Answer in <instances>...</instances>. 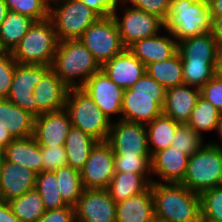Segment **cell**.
I'll return each instance as SVG.
<instances>
[{"mask_svg":"<svg viewBox=\"0 0 222 222\" xmlns=\"http://www.w3.org/2000/svg\"><path fill=\"white\" fill-rule=\"evenodd\" d=\"M155 219L163 222H202L200 194L182 184L151 183Z\"/></svg>","mask_w":222,"mask_h":222,"instance_id":"cell-1","label":"cell"},{"mask_svg":"<svg viewBox=\"0 0 222 222\" xmlns=\"http://www.w3.org/2000/svg\"><path fill=\"white\" fill-rule=\"evenodd\" d=\"M166 89L147 72L124 89L121 120L148 124L163 113Z\"/></svg>","mask_w":222,"mask_h":222,"instance_id":"cell-2","label":"cell"},{"mask_svg":"<svg viewBox=\"0 0 222 222\" xmlns=\"http://www.w3.org/2000/svg\"><path fill=\"white\" fill-rule=\"evenodd\" d=\"M51 69L69 88H80L101 66L82 42L75 39L59 41Z\"/></svg>","mask_w":222,"mask_h":222,"instance_id":"cell-3","label":"cell"},{"mask_svg":"<svg viewBox=\"0 0 222 222\" xmlns=\"http://www.w3.org/2000/svg\"><path fill=\"white\" fill-rule=\"evenodd\" d=\"M212 18L208 0H171L164 21L165 31L178 41L211 31Z\"/></svg>","mask_w":222,"mask_h":222,"instance_id":"cell-4","label":"cell"},{"mask_svg":"<svg viewBox=\"0 0 222 222\" xmlns=\"http://www.w3.org/2000/svg\"><path fill=\"white\" fill-rule=\"evenodd\" d=\"M59 40L51 20L35 21L11 51L17 63L51 66Z\"/></svg>","mask_w":222,"mask_h":222,"instance_id":"cell-5","label":"cell"},{"mask_svg":"<svg viewBox=\"0 0 222 222\" xmlns=\"http://www.w3.org/2000/svg\"><path fill=\"white\" fill-rule=\"evenodd\" d=\"M186 188L201 194L222 185V150L207 142L188 158L183 181Z\"/></svg>","mask_w":222,"mask_h":222,"instance_id":"cell-6","label":"cell"},{"mask_svg":"<svg viewBox=\"0 0 222 222\" xmlns=\"http://www.w3.org/2000/svg\"><path fill=\"white\" fill-rule=\"evenodd\" d=\"M65 109L70 115L72 126L97 141H107L112 122L81 88H69Z\"/></svg>","mask_w":222,"mask_h":222,"instance_id":"cell-7","label":"cell"},{"mask_svg":"<svg viewBox=\"0 0 222 222\" xmlns=\"http://www.w3.org/2000/svg\"><path fill=\"white\" fill-rule=\"evenodd\" d=\"M98 18L94 11L79 0H53L49 5V19L59 41L79 39Z\"/></svg>","mask_w":222,"mask_h":222,"instance_id":"cell-8","label":"cell"},{"mask_svg":"<svg viewBox=\"0 0 222 222\" xmlns=\"http://www.w3.org/2000/svg\"><path fill=\"white\" fill-rule=\"evenodd\" d=\"M79 40L101 67L125 49L112 15L99 17L83 32Z\"/></svg>","mask_w":222,"mask_h":222,"instance_id":"cell-9","label":"cell"},{"mask_svg":"<svg viewBox=\"0 0 222 222\" xmlns=\"http://www.w3.org/2000/svg\"><path fill=\"white\" fill-rule=\"evenodd\" d=\"M117 10L116 7L112 16L117 23L121 42L125 48L136 41L156 35L164 29V21L156 15L127 5L121 18Z\"/></svg>","mask_w":222,"mask_h":222,"instance_id":"cell-10","label":"cell"},{"mask_svg":"<svg viewBox=\"0 0 222 222\" xmlns=\"http://www.w3.org/2000/svg\"><path fill=\"white\" fill-rule=\"evenodd\" d=\"M107 142L114 155L151 156L145 124L115 119Z\"/></svg>","mask_w":222,"mask_h":222,"instance_id":"cell-11","label":"cell"},{"mask_svg":"<svg viewBox=\"0 0 222 222\" xmlns=\"http://www.w3.org/2000/svg\"><path fill=\"white\" fill-rule=\"evenodd\" d=\"M51 68L47 65L20 64L16 62L15 72L9 90V99L23 110L37 116V104L33 91L42 76Z\"/></svg>","mask_w":222,"mask_h":222,"instance_id":"cell-12","label":"cell"},{"mask_svg":"<svg viewBox=\"0 0 222 222\" xmlns=\"http://www.w3.org/2000/svg\"><path fill=\"white\" fill-rule=\"evenodd\" d=\"M114 173V152L107 141H98L80 170L83 186L107 189Z\"/></svg>","mask_w":222,"mask_h":222,"instance_id":"cell-13","label":"cell"},{"mask_svg":"<svg viewBox=\"0 0 222 222\" xmlns=\"http://www.w3.org/2000/svg\"><path fill=\"white\" fill-rule=\"evenodd\" d=\"M80 88L92 98L111 122L114 115H118L117 120H121L124 89L117 86L103 70L94 73Z\"/></svg>","mask_w":222,"mask_h":222,"instance_id":"cell-14","label":"cell"},{"mask_svg":"<svg viewBox=\"0 0 222 222\" xmlns=\"http://www.w3.org/2000/svg\"><path fill=\"white\" fill-rule=\"evenodd\" d=\"M74 209L76 222H116V202L107 189H85Z\"/></svg>","mask_w":222,"mask_h":222,"instance_id":"cell-15","label":"cell"},{"mask_svg":"<svg viewBox=\"0 0 222 222\" xmlns=\"http://www.w3.org/2000/svg\"><path fill=\"white\" fill-rule=\"evenodd\" d=\"M72 127L66 109L42 113L35 117L33 137L40 146H61Z\"/></svg>","mask_w":222,"mask_h":222,"instance_id":"cell-16","label":"cell"},{"mask_svg":"<svg viewBox=\"0 0 222 222\" xmlns=\"http://www.w3.org/2000/svg\"><path fill=\"white\" fill-rule=\"evenodd\" d=\"M37 173L3 159L0 165V201L8 202L35 189Z\"/></svg>","mask_w":222,"mask_h":222,"instance_id":"cell-17","label":"cell"},{"mask_svg":"<svg viewBox=\"0 0 222 222\" xmlns=\"http://www.w3.org/2000/svg\"><path fill=\"white\" fill-rule=\"evenodd\" d=\"M68 90L69 87L50 68L33 91L37 104V116L64 109Z\"/></svg>","mask_w":222,"mask_h":222,"instance_id":"cell-18","label":"cell"},{"mask_svg":"<svg viewBox=\"0 0 222 222\" xmlns=\"http://www.w3.org/2000/svg\"><path fill=\"white\" fill-rule=\"evenodd\" d=\"M101 70L117 86L128 89L144 75L146 66L128 48H125L106 62Z\"/></svg>","mask_w":222,"mask_h":222,"instance_id":"cell-19","label":"cell"},{"mask_svg":"<svg viewBox=\"0 0 222 222\" xmlns=\"http://www.w3.org/2000/svg\"><path fill=\"white\" fill-rule=\"evenodd\" d=\"M188 158V155L173 146L156 152L151 160V174L159 179L157 181L153 179L152 182L180 184L186 173Z\"/></svg>","mask_w":222,"mask_h":222,"instance_id":"cell-20","label":"cell"},{"mask_svg":"<svg viewBox=\"0 0 222 222\" xmlns=\"http://www.w3.org/2000/svg\"><path fill=\"white\" fill-rule=\"evenodd\" d=\"M160 33L134 42L128 49L145 65L171 58L177 52V40Z\"/></svg>","mask_w":222,"mask_h":222,"instance_id":"cell-21","label":"cell"},{"mask_svg":"<svg viewBox=\"0 0 222 222\" xmlns=\"http://www.w3.org/2000/svg\"><path fill=\"white\" fill-rule=\"evenodd\" d=\"M200 96V88L180 85L166 89L163 114L179 124H187Z\"/></svg>","mask_w":222,"mask_h":222,"instance_id":"cell-22","label":"cell"},{"mask_svg":"<svg viewBox=\"0 0 222 222\" xmlns=\"http://www.w3.org/2000/svg\"><path fill=\"white\" fill-rule=\"evenodd\" d=\"M182 62L217 63L219 49L211 31L177 42Z\"/></svg>","mask_w":222,"mask_h":222,"instance_id":"cell-23","label":"cell"},{"mask_svg":"<svg viewBox=\"0 0 222 222\" xmlns=\"http://www.w3.org/2000/svg\"><path fill=\"white\" fill-rule=\"evenodd\" d=\"M154 220L151 185L145 192L116 203V222H153Z\"/></svg>","mask_w":222,"mask_h":222,"instance_id":"cell-24","label":"cell"},{"mask_svg":"<svg viewBox=\"0 0 222 222\" xmlns=\"http://www.w3.org/2000/svg\"><path fill=\"white\" fill-rule=\"evenodd\" d=\"M35 116L0 97V126L9 131L14 138L33 136Z\"/></svg>","mask_w":222,"mask_h":222,"instance_id":"cell-25","label":"cell"},{"mask_svg":"<svg viewBox=\"0 0 222 222\" xmlns=\"http://www.w3.org/2000/svg\"><path fill=\"white\" fill-rule=\"evenodd\" d=\"M4 159L29 168L37 174L42 172L41 147L33 136L15 138L5 149Z\"/></svg>","mask_w":222,"mask_h":222,"instance_id":"cell-26","label":"cell"},{"mask_svg":"<svg viewBox=\"0 0 222 222\" xmlns=\"http://www.w3.org/2000/svg\"><path fill=\"white\" fill-rule=\"evenodd\" d=\"M152 175H140L132 172H115L107 191L116 202H122L130 197L145 192L151 185Z\"/></svg>","mask_w":222,"mask_h":222,"instance_id":"cell-27","label":"cell"},{"mask_svg":"<svg viewBox=\"0 0 222 222\" xmlns=\"http://www.w3.org/2000/svg\"><path fill=\"white\" fill-rule=\"evenodd\" d=\"M98 141L79 128L71 127L64 144L67 166L80 171Z\"/></svg>","mask_w":222,"mask_h":222,"instance_id":"cell-28","label":"cell"},{"mask_svg":"<svg viewBox=\"0 0 222 222\" xmlns=\"http://www.w3.org/2000/svg\"><path fill=\"white\" fill-rule=\"evenodd\" d=\"M34 22L28 16L9 10L0 25V50L11 52Z\"/></svg>","mask_w":222,"mask_h":222,"instance_id":"cell-29","label":"cell"},{"mask_svg":"<svg viewBox=\"0 0 222 222\" xmlns=\"http://www.w3.org/2000/svg\"><path fill=\"white\" fill-rule=\"evenodd\" d=\"M180 124L165 114L146 124L148 147L151 156L171 146L174 134Z\"/></svg>","mask_w":222,"mask_h":222,"instance_id":"cell-30","label":"cell"},{"mask_svg":"<svg viewBox=\"0 0 222 222\" xmlns=\"http://www.w3.org/2000/svg\"><path fill=\"white\" fill-rule=\"evenodd\" d=\"M146 72L165 89L184 84L182 60L178 51L167 60L148 64Z\"/></svg>","mask_w":222,"mask_h":222,"instance_id":"cell-31","label":"cell"},{"mask_svg":"<svg viewBox=\"0 0 222 222\" xmlns=\"http://www.w3.org/2000/svg\"><path fill=\"white\" fill-rule=\"evenodd\" d=\"M221 113L211 102L200 95L196 106L191 111L187 125L203 137V131L216 132Z\"/></svg>","mask_w":222,"mask_h":222,"instance_id":"cell-32","label":"cell"},{"mask_svg":"<svg viewBox=\"0 0 222 222\" xmlns=\"http://www.w3.org/2000/svg\"><path fill=\"white\" fill-rule=\"evenodd\" d=\"M8 203L13 214L21 222H37L46 212L43 199L36 189L28 191Z\"/></svg>","mask_w":222,"mask_h":222,"instance_id":"cell-33","label":"cell"},{"mask_svg":"<svg viewBox=\"0 0 222 222\" xmlns=\"http://www.w3.org/2000/svg\"><path fill=\"white\" fill-rule=\"evenodd\" d=\"M59 182V191L67 205L75 206L85 190L80 171L70 166L60 167L54 171Z\"/></svg>","mask_w":222,"mask_h":222,"instance_id":"cell-34","label":"cell"},{"mask_svg":"<svg viewBox=\"0 0 222 222\" xmlns=\"http://www.w3.org/2000/svg\"><path fill=\"white\" fill-rule=\"evenodd\" d=\"M35 189L42 197L46 211L67 206L61 197L59 182L54 171H42L38 173Z\"/></svg>","mask_w":222,"mask_h":222,"instance_id":"cell-35","label":"cell"},{"mask_svg":"<svg viewBox=\"0 0 222 222\" xmlns=\"http://www.w3.org/2000/svg\"><path fill=\"white\" fill-rule=\"evenodd\" d=\"M202 222H222V185L200 194Z\"/></svg>","mask_w":222,"mask_h":222,"instance_id":"cell-36","label":"cell"},{"mask_svg":"<svg viewBox=\"0 0 222 222\" xmlns=\"http://www.w3.org/2000/svg\"><path fill=\"white\" fill-rule=\"evenodd\" d=\"M216 64L217 63L182 62L184 84L201 89L214 77Z\"/></svg>","mask_w":222,"mask_h":222,"instance_id":"cell-37","label":"cell"},{"mask_svg":"<svg viewBox=\"0 0 222 222\" xmlns=\"http://www.w3.org/2000/svg\"><path fill=\"white\" fill-rule=\"evenodd\" d=\"M8 10L28 16L35 21H42L49 18L48 0H4Z\"/></svg>","mask_w":222,"mask_h":222,"instance_id":"cell-38","label":"cell"},{"mask_svg":"<svg viewBox=\"0 0 222 222\" xmlns=\"http://www.w3.org/2000/svg\"><path fill=\"white\" fill-rule=\"evenodd\" d=\"M203 141V137L187 124H180L176 129L171 146L190 157L205 144Z\"/></svg>","mask_w":222,"mask_h":222,"instance_id":"cell-39","label":"cell"},{"mask_svg":"<svg viewBox=\"0 0 222 222\" xmlns=\"http://www.w3.org/2000/svg\"><path fill=\"white\" fill-rule=\"evenodd\" d=\"M152 156L114 155L115 172H132L140 175H152Z\"/></svg>","mask_w":222,"mask_h":222,"instance_id":"cell-40","label":"cell"},{"mask_svg":"<svg viewBox=\"0 0 222 222\" xmlns=\"http://www.w3.org/2000/svg\"><path fill=\"white\" fill-rule=\"evenodd\" d=\"M42 155V171H55L67 166V154L64 145L40 146Z\"/></svg>","mask_w":222,"mask_h":222,"instance_id":"cell-41","label":"cell"},{"mask_svg":"<svg viewBox=\"0 0 222 222\" xmlns=\"http://www.w3.org/2000/svg\"><path fill=\"white\" fill-rule=\"evenodd\" d=\"M15 67L16 61L11 52L0 50V97H8Z\"/></svg>","mask_w":222,"mask_h":222,"instance_id":"cell-42","label":"cell"},{"mask_svg":"<svg viewBox=\"0 0 222 222\" xmlns=\"http://www.w3.org/2000/svg\"><path fill=\"white\" fill-rule=\"evenodd\" d=\"M129 2L131 7L156 15L165 21L170 11L171 0H119V4L124 6Z\"/></svg>","mask_w":222,"mask_h":222,"instance_id":"cell-43","label":"cell"},{"mask_svg":"<svg viewBox=\"0 0 222 222\" xmlns=\"http://www.w3.org/2000/svg\"><path fill=\"white\" fill-rule=\"evenodd\" d=\"M200 95L222 112V81L214 76L200 89Z\"/></svg>","mask_w":222,"mask_h":222,"instance_id":"cell-44","label":"cell"},{"mask_svg":"<svg viewBox=\"0 0 222 222\" xmlns=\"http://www.w3.org/2000/svg\"><path fill=\"white\" fill-rule=\"evenodd\" d=\"M37 222H76L74 206L48 210Z\"/></svg>","mask_w":222,"mask_h":222,"instance_id":"cell-45","label":"cell"},{"mask_svg":"<svg viewBox=\"0 0 222 222\" xmlns=\"http://www.w3.org/2000/svg\"><path fill=\"white\" fill-rule=\"evenodd\" d=\"M87 7L94 11L99 17H108L112 15L116 7L119 5V0H79Z\"/></svg>","mask_w":222,"mask_h":222,"instance_id":"cell-46","label":"cell"},{"mask_svg":"<svg viewBox=\"0 0 222 222\" xmlns=\"http://www.w3.org/2000/svg\"><path fill=\"white\" fill-rule=\"evenodd\" d=\"M212 28L211 33L216 40L218 49L222 52V17H211Z\"/></svg>","mask_w":222,"mask_h":222,"instance_id":"cell-47","label":"cell"},{"mask_svg":"<svg viewBox=\"0 0 222 222\" xmlns=\"http://www.w3.org/2000/svg\"><path fill=\"white\" fill-rule=\"evenodd\" d=\"M0 222H21L12 212L8 202L0 201Z\"/></svg>","mask_w":222,"mask_h":222,"instance_id":"cell-48","label":"cell"},{"mask_svg":"<svg viewBox=\"0 0 222 222\" xmlns=\"http://www.w3.org/2000/svg\"><path fill=\"white\" fill-rule=\"evenodd\" d=\"M211 17H222V0H208Z\"/></svg>","mask_w":222,"mask_h":222,"instance_id":"cell-49","label":"cell"},{"mask_svg":"<svg viewBox=\"0 0 222 222\" xmlns=\"http://www.w3.org/2000/svg\"><path fill=\"white\" fill-rule=\"evenodd\" d=\"M15 138L6 129L0 126V147L5 149Z\"/></svg>","mask_w":222,"mask_h":222,"instance_id":"cell-50","label":"cell"},{"mask_svg":"<svg viewBox=\"0 0 222 222\" xmlns=\"http://www.w3.org/2000/svg\"><path fill=\"white\" fill-rule=\"evenodd\" d=\"M214 76L222 81V52L219 53L217 64L215 66Z\"/></svg>","mask_w":222,"mask_h":222,"instance_id":"cell-51","label":"cell"},{"mask_svg":"<svg viewBox=\"0 0 222 222\" xmlns=\"http://www.w3.org/2000/svg\"><path fill=\"white\" fill-rule=\"evenodd\" d=\"M216 133H218L217 135L219 136V138L221 140L220 142H222V113L220 114V118H219V121H218V124H217ZM210 143L219 147V148H221V150H222V145H220L219 143H217L215 141H213V142L211 141Z\"/></svg>","mask_w":222,"mask_h":222,"instance_id":"cell-52","label":"cell"},{"mask_svg":"<svg viewBox=\"0 0 222 222\" xmlns=\"http://www.w3.org/2000/svg\"><path fill=\"white\" fill-rule=\"evenodd\" d=\"M8 11L9 10H8L7 4L4 2V0H0V25L2 24Z\"/></svg>","mask_w":222,"mask_h":222,"instance_id":"cell-53","label":"cell"},{"mask_svg":"<svg viewBox=\"0 0 222 222\" xmlns=\"http://www.w3.org/2000/svg\"><path fill=\"white\" fill-rule=\"evenodd\" d=\"M3 159H4V149H2L0 147V165H1L2 161H3Z\"/></svg>","mask_w":222,"mask_h":222,"instance_id":"cell-54","label":"cell"},{"mask_svg":"<svg viewBox=\"0 0 222 222\" xmlns=\"http://www.w3.org/2000/svg\"><path fill=\"white\" fill-rule=\"evenodd\" d=\"M153 222H163V221H160V220L155 219Z\"/></svg>","mask_w":222,"mask_h":222,"instance_id":"cell-55","label":"cell"}]
</instances>
